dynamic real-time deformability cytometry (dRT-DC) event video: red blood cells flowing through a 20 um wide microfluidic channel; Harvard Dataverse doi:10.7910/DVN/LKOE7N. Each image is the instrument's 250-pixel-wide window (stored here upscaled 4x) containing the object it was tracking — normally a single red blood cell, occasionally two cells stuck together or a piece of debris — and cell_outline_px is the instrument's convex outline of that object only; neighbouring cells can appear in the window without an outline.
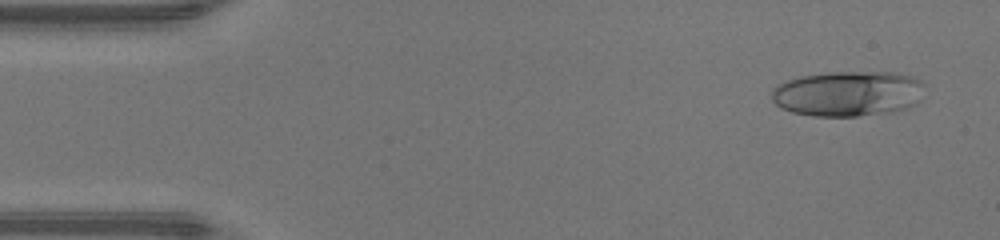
{"species": "human", "species_latin": "Homo sapiens", "temperature_condition": "warm", "stored_images_in_passage": 47, "camera_frame_rate_fps": 3000, "um_per_image_px": 0.085, "donor": {"sex": "male"}, "frame": {"image": 1, "passage_image": 3, "time_ms": 0.667, "image_size_px": [1000, 240], "cell_outline_px": [[924, 84], [920, 100], [908, 108], [888, 112], [856, 116], [816, 116], [792, 112], [780, 108], [772, 100], [772, 92], [776, 84], [800, 76], [828, 72], [892, 72], [908, 76], [920, 80]], "centroid_in_image_um": [72.05, 7.95], "position_along_channel_um": 12.9, "area_um2": 40.4}}
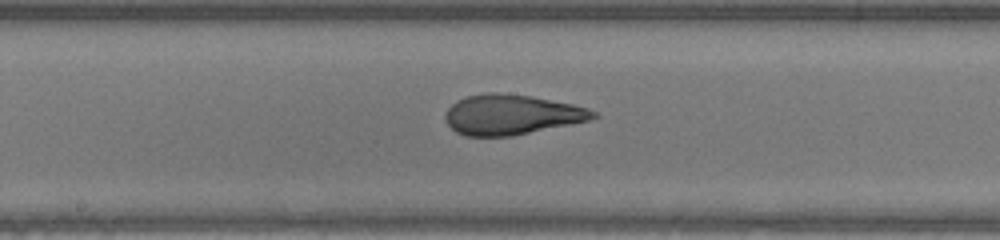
{"frame": {"image": 2, "passage_image": 24, "time_ms": 7.667, "image_size_px": [1000, 240], "cell_outline_px": [[600, 116], [588, 120], [512, 136], [464, 136], [456, 132], [448, 124], [444, 116], [448, 108], [456, 100], [464, 96], [488, 92], [496, 92], [532, 96], [572, 104], [588, 108], [596, 112]], "centroid_in_image_um": [43.44, 9.73], "position_along_channel_um": 204.8, "area_um2": 34.51}}
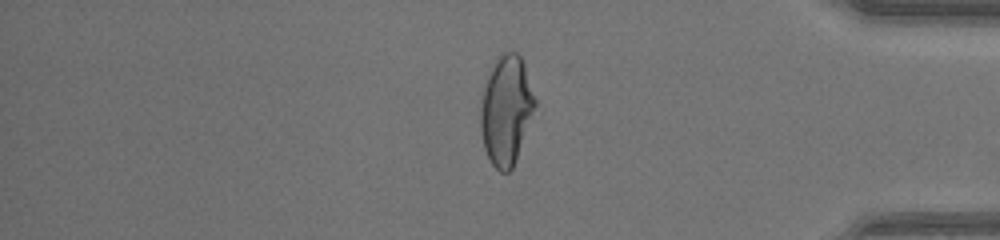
{"frame": {"image": 3, "passage_image": 39, "time_ms": 12.667, "image_size_px": [1000, 240], "cell_outline_px": [[536, 104], [512, 168], [508, 172], [500, 172], [492, 164], [484, 148], [480, 132], [480, 108], [484, 88], [488, 76], [496, 56], [500, 52], [516, 52], [520, 56], [524, 64], [536, 100]], "centroid_in_image_um": [43.0, 9.33], "position_along_channel_um": 392.2, "area_um2": 34.22}, "authors_computed_cell_mechanics": {"area_um2": 35.6626, "velocity_mm_per_s": 4.3427, "shape_relaxation_time_tau1_ms": 5.2379, "shape_relaxation_time_tau2_ms": 1.0154, "deformation_change_tau1": 0.2668, "deformation_change_tau2": 0.0931}}